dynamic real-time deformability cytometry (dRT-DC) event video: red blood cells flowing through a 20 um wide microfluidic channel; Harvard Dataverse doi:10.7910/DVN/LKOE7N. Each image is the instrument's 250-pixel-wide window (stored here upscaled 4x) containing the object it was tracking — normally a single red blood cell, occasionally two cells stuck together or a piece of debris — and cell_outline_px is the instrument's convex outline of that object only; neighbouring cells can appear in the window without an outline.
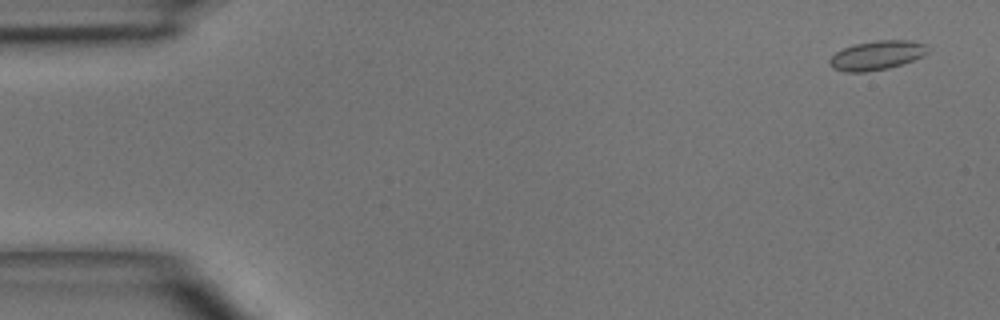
{"species": "common noctule bat (a hibernating species)", "species_latin": "Nyctalus noctula", "temperature_condition": "room temperature", "stored_images_in_passage": 4, "camera_frame_rate_fps": 3000, "um_per_image_px": 0.085, "animal": {"sex": "male", "body_mass_g": 15.6}, "frame": {"image": 1, "passage_image": 1, "time_ms": 0.0, "image_size_px": [1000, 320], "cell_outline_px": [[928, 52], [924, 56], [888, 68], [864, 72], [844, 72], [832, 68], [828, 64], [828, 60], [836, 52], [844, 48], [856, 44], [876, 40], [912, 40], [928, 44]], "centroid_in_image_um": [74.54, 4.7], "position_along_channel_um": 10.5, "area_um2": 16.76}}
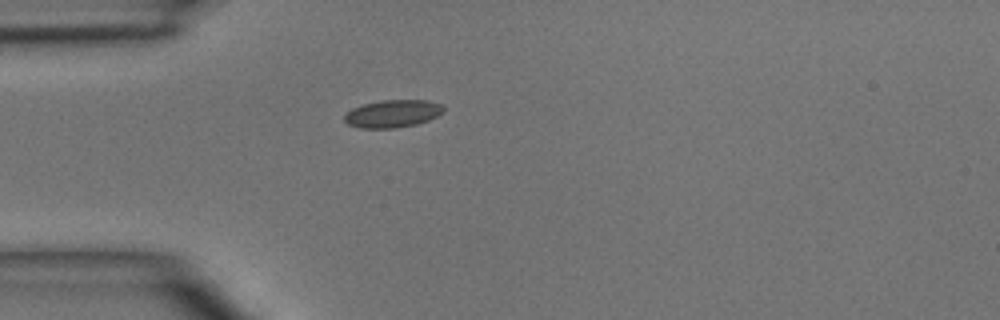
{"frame": {"image": 2, "passage_image": 4, "time_ms": 3.667, "image_size_px": [1000, 320], "cell_outline_px": [[444, 112], [428, 120], [416, 124], [396, 128], [360, 128], [348, 124], [344, 120], [344, 116], [352, 108], [364, 104], [380, 100], [428, 100], [440, 104], [444, 108]], "centroid_in_image_um": [33.37, 9.66], "position_along_channel_um": 51.6, "area_um2": 15.9}}